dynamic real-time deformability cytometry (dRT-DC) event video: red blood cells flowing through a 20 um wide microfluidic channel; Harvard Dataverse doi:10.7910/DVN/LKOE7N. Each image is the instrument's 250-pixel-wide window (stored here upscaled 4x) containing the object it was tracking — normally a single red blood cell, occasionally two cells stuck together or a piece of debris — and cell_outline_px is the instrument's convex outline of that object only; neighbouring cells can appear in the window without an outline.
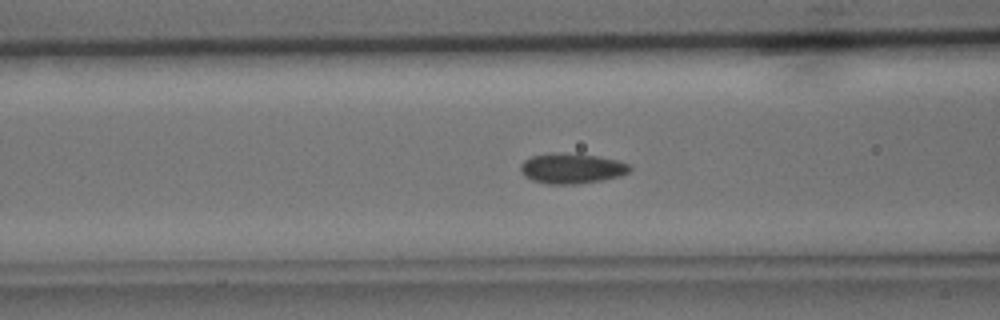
{"species": "common noctule bat (a hibernating species)", "species_latin": "Nyctalus noctula", "temperature_condition": "cold", "stored_images_in_passage": 42, "camera_frame_rate_fps": 3000, "um_per_image_px": 0.085, "animal": {"sex": "male", "body_mass_g": 15.6}, "frame": {"image": 1, "passage_image": 13, "time_ms": 4.0, "image_size_px": [1000, 320], "cell_outline_px": [[632, 168], [628, 172], [620, 176], [600, 180], [576, 184], [548, 184], [532, 180], [524, 176], [520, 172], [520, 164], [524, 160], [532, 156], [548, 152], [576, 152], [600, 156], [632, 164]], "centroid_in_image_um": [48.58, 14.28], "position_along_channel_um": 118.0, "area_um2": 19.77}}